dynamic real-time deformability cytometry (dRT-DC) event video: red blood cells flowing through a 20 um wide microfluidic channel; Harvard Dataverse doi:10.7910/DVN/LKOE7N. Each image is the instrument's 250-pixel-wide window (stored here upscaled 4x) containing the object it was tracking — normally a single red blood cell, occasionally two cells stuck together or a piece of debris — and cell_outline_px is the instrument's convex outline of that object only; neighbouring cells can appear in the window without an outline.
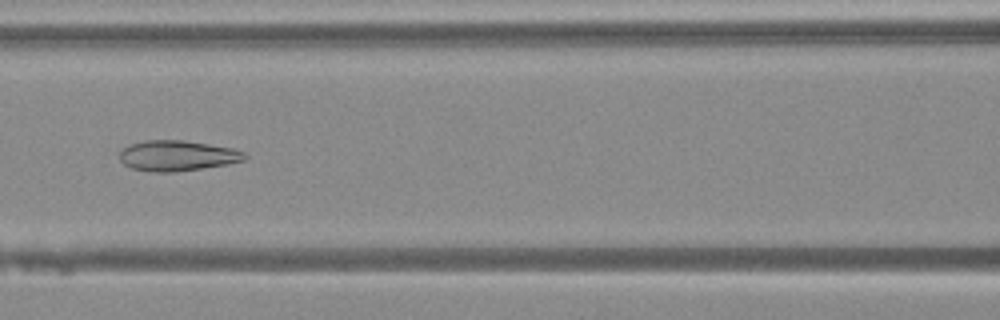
{"species": "Egyptian fruit bat (a non-hibernating species)", "species_latin": "Rousettus aegyptiacus", "temperature_condition": "warm", "stored_images_in_passage": 50, "camera_frame_rate_fps": 3000, "um_per_image_px": 0.085, "animal": {"sex": "female"}, "frame": {"image": 1, "passage_image": 22, "time_ms": 7.0, "image_size_px": [1000, 320], "cell_outline_px": [[248, 156], [244, 160], [228, 164], [172, 172], [156, 172], [132, 168], [124, 164], [120, 160], [120, 152], [124, 148], [132, 144], [144, 140], [184, 140], [232, 148], [244, 152]], "centroid_in_image_um": [15.08, 13.23], "position_along_channel_um": 151.5, "area_um2": 21.96}}
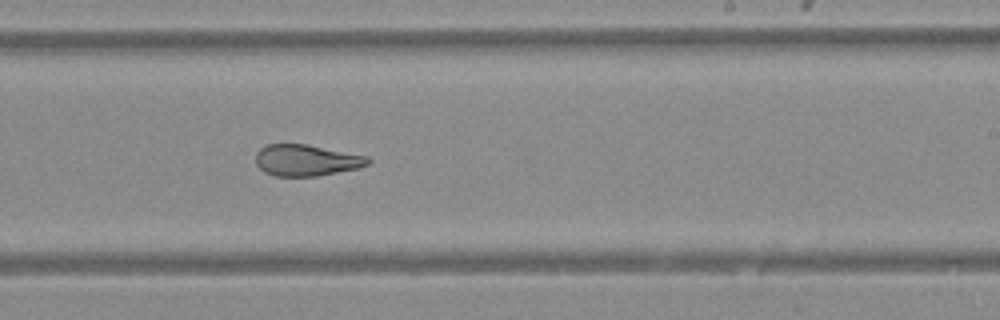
{"frame": {"image": 2, "passage_image": 30, "time_ms": 9.667, "image_size_px": [1000, 320], "cell_outline_px": [[372, 160], [368, 164], [360, 168], [316, 176], [276, 176], [264, 172], [256, 164], [256, 152], [260, 148], [268, 144], [304, 144], [368, 156]], "centroid_in_image_um": [26.04, 13.62], "position_along_channel_um": 263.0, "area_um2": 20.46}}
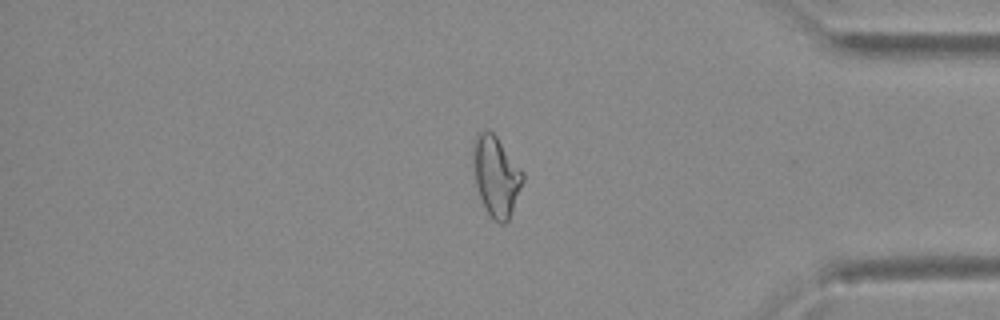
{"frame": {"image": 3, "passage_image": 41, "time_ms": 13.333, "image_size_px": [1000, 320], "cell_outline_px": [[524, 180], [508, 220], [504, 224], [500, 224], [488, 212], [480, 196], [476, 184], [472, 144], [476, 132], [484, 128], [492, 132], [496, 136], [524, 172]], "centroid_in_image_um": [42.17, 14.9], "position_along_channel_um": 393.0, "area_um2": 22.89}}